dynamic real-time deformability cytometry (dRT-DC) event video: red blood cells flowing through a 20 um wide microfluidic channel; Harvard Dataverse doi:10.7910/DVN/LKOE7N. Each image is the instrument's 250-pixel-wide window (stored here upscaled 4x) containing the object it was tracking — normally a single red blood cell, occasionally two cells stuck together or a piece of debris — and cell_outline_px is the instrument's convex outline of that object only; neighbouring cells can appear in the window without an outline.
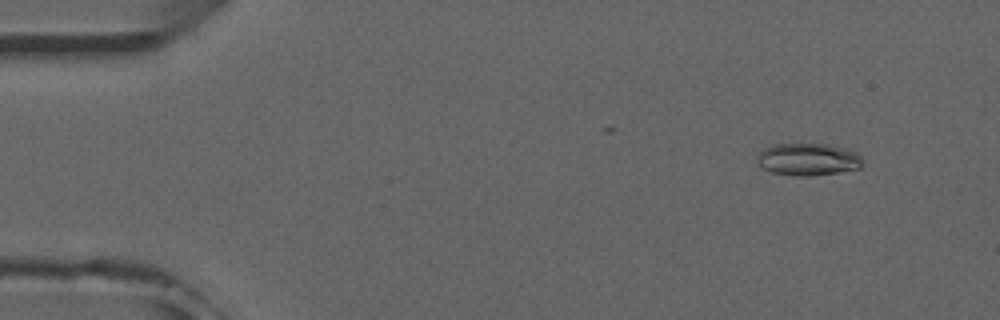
{"species": "common noctule bat (a hibernating species)", "species_latin": "Nyctalus noctula", "temperature_condition": "room temperature", "stored_images_in_passage": 45, "camera_frame_rate_fps": 3000, "um_per_image_px": 0.085, "animal": {"sex": "male", "forearm_length_mm": 52.5}, "frame": {"image": 1, "passage_image": 5, "time_ms": 1.333, "image_size_px": [1000, 320], "cell_outline_px": [[864, 164], [860, 168], [812, 176], [792, 176], [772, 172], [756, 164], [756, 156], [764, 148], [772, 144], [828, 144], [844, 148], [860, 156], [864, 160]], "centroid_in_image_um": [68.64, 13.55], "position_along_channel_um": 16.4, "area_um2": 19.94}}
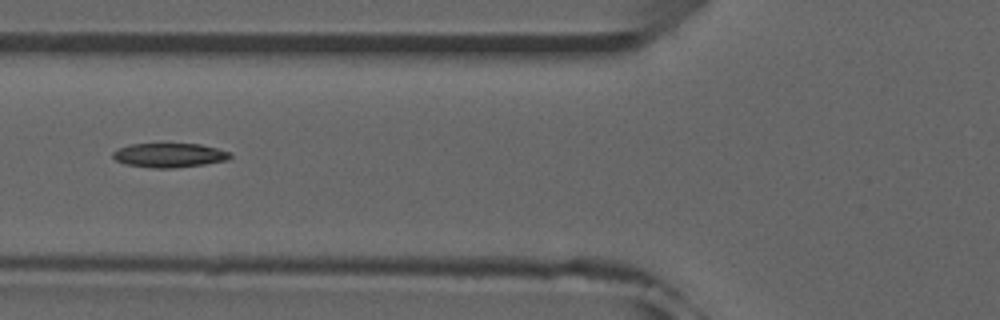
{"frame": {"image": 2, "passage_image": 20, "time_ms": 6.333, "image_size_px": [1000, 320], "cell_outline_px": [[232, 156], [228, 160], [204, 164], [176, 168], [152, 168], [124, 164], [116, 160], [112, 156], [112, 152], [116, 148], [128, 144], [164, 140], [200, 144], [216, 148], [228, 152]], "centroid_in_image_um": [14.31, 13.13], "position_along_channel_um": 111.5, "area_um2": 17.69}}
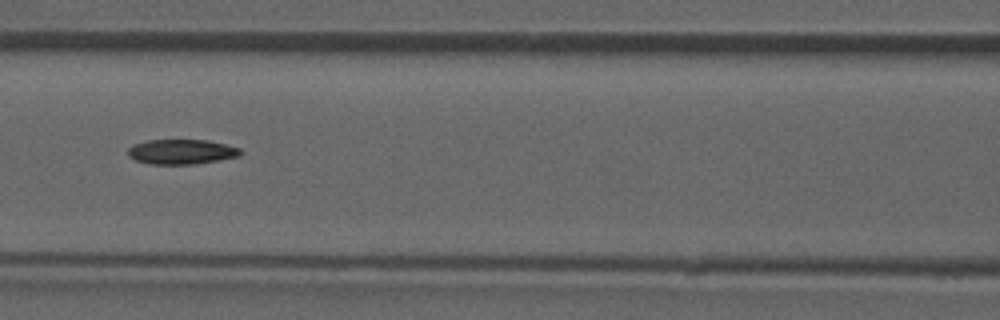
{"frame": {"image": 3, "passage_image": 23, "time_ms": 7.333, "image_size_px": [1000, 320], "cell_outline_px": [[244, 152], [240, 156], [220, 160], [196, 164], [148, 164], [136, 160], [128, 156], [128, 148], [132, 144], [148, 140], [208, 140], [240, 148]], "centroid_in_image_um": [15.43, 12.9], "position_along_channel_um": 151.2, "area_um2": 16.47}}